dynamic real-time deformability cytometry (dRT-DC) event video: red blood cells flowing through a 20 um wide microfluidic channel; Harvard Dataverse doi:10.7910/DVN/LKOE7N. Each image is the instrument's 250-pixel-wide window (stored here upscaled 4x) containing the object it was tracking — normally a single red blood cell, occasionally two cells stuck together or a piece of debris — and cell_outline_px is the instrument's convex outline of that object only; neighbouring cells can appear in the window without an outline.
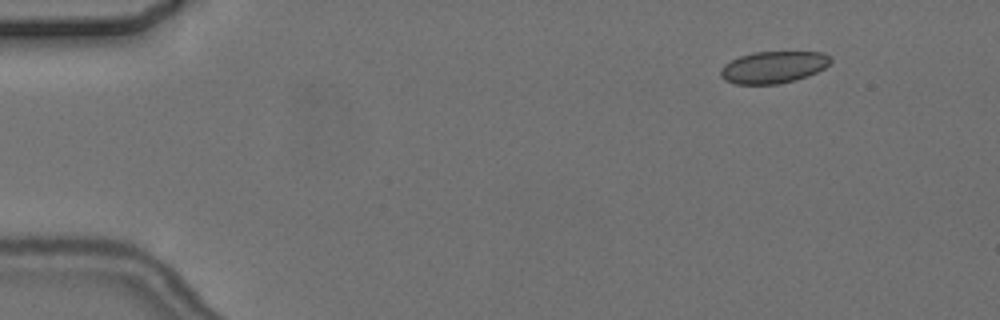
{"species": "common noctule bat (a hibernating species)", "species_latin": "Nyctalus noctula", "temperature_condition": "cold", "stored_images_in_passage": 5, "camera_frame_rate_fps": 3000, "um_per_image_px": 0.085, "animal": {"sex": "female", "body_mass_g": 24.6, "forearm_length_mm": 56.2}, "frame": {"image": 1, "passage_image": 2, "time_ms": 1.333, "image_size_px": [1000, 320], "cell_outline_px": [[832, 60], [824, 68], [808, 76], [796, 80], [780, 84], [736, 84], [724, 80], [720, 76], [720, 68], [724, 64], [740, 56], [752, 52], [824, 52], [832, 56]], "centroid_in_image_um": [65.74, 5.71], "position_along_channel_um": 19.3, "area_um2": 20.63}}
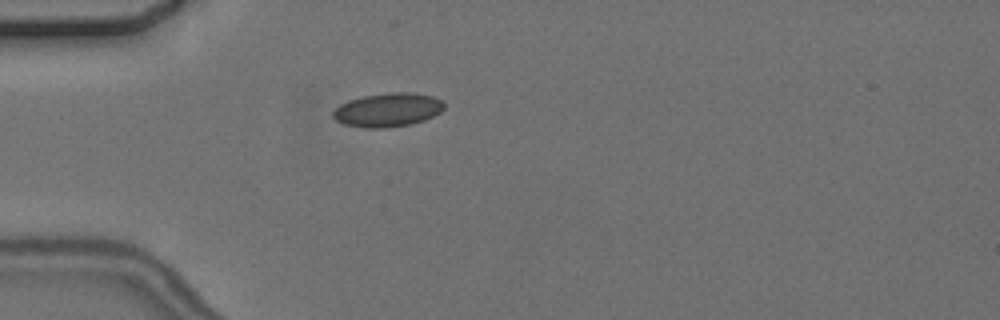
{"frame": {"image": 2, "passage_image": 5, "time_ms": 4.667, "image_size_px": [1000, 320], "cell_outline_px": [[444, 108], [440, 112], [424, 120], [412, 124], [388, 128], [364, 128], [344, 124], [336, 120], [332, 116], [332, 112], [340, 104], [348, 100], [364, 96], [388, 92], [408, 92], [432, 96], [440, 100], [444, 104]], "centroid_in_image_um": [32.94, 9.35], "position_along_channel_um": 52.1, "area_um2": 21.91}}